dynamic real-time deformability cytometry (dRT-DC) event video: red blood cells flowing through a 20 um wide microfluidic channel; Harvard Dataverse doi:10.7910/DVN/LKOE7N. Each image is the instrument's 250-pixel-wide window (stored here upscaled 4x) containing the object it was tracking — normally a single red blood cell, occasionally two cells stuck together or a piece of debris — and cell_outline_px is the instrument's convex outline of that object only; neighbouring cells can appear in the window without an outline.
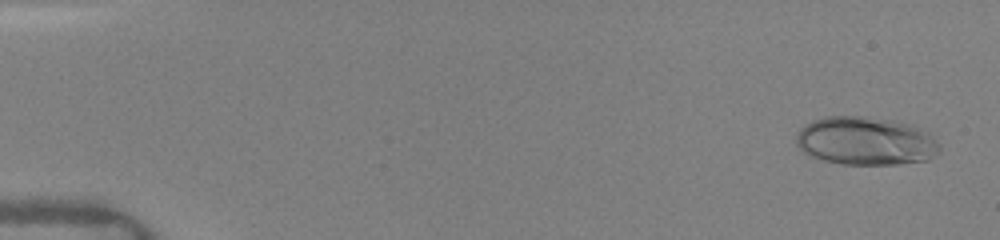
{"species": "human", "species_latin": "Homo sapiens", "temperature_condition": "warm", "stored_images_in_passage": 40, "camera_frame_rate_fps": 3000, "um_per_image_px": 0.085, "donor": {"sex": "female"}, "frame": {"image": 1, "passage_image": 2, "time_ms": 0.333, "image_size_px": [1000, 240], "cell_outline_px": [[940, 152], [936, 156], [928, 160], [896, 164], [840, 164], [824, 160], [812, 156], [804, 152], [796, 144], [796, 136], [800, 128], [812, 120], [824, 116], [864, 116], [892, 120], [908, 124], [920, 128], [928, 132], [940, 144]], "centroid_in_image_um": [73.59, 11.98], "position_along_channel_um": 11.4, "area_um2": 40.58}}
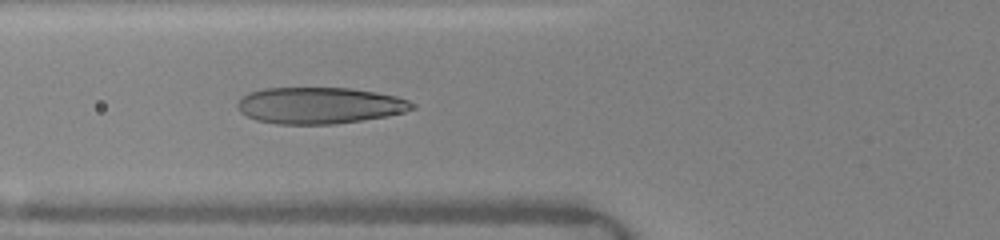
{"frame": {"image": 2, "passage_image": 15, "time_ms": 6.0, "image_size_px": [1000, 240], "cell_outline_px": [[416, 108], [404, 112], [388, 116], [336, 124], [276, 124], [256, 120], [240, 112], [236, 104], [244, 96], [252, 92], [264, 88], [352, 88], [376, 92], [396, 96], [408, 100], [416, 104]], "centroid_in_image_um": [27.2, 8.97], "position_along_channel_um": 98.6, "area_um2": 37.17}}
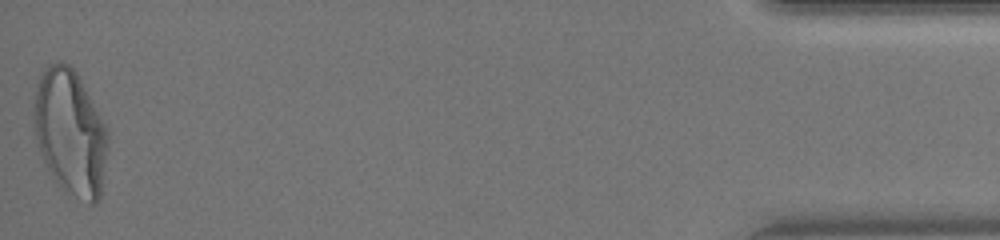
{"frame": {"image": 3, "passage_image": 40, "time_ms": 16.0, "image_size_px": [1000, 240], "cell_outline_px": [[108, 148], [100, 200], [96, 204], [92, 204], [60, 188], [48, 168], [40, 152], [36, 136], [32, 112], [36, 92], [40, 76], [44, 68], [48, 64], [60, 60], [68, 64], [76, 72], [108, 128]], "centroid_in_image_um": [5.99, 11.25], "position_along_channel_um": 429.2, "area_um2": 54.16}, "authors_computed_cell_mechanics": {"area_um2": 36.8475, "velocity_mm_per_s": 4.1214, "shape_relaxation_time_tau1_ms": 4.0272, "shape_relaxation_time_tau2_ms": null, "deformation_change_tau1": 0.1964, "deformation_change_tau2": null}}